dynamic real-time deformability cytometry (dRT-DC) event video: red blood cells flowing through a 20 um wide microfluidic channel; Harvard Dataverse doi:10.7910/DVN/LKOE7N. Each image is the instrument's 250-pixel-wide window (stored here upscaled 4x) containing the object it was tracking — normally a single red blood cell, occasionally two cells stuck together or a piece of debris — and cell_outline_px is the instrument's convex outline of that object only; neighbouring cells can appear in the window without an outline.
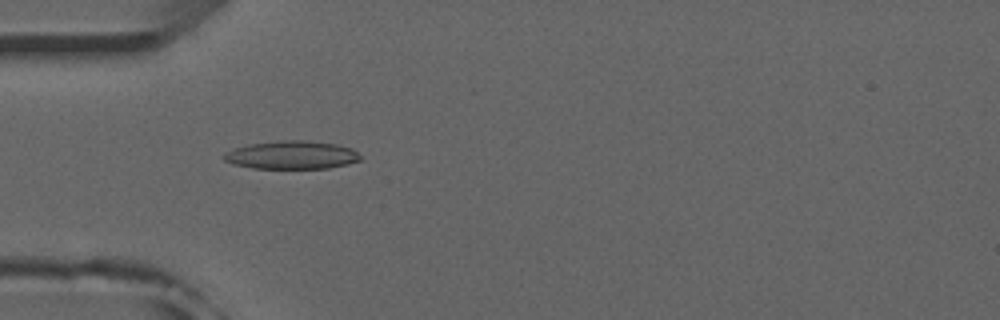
{"species": "common noctule bat (a hibernating species)", "species_latin": "Nyctalus noctula", "temperature_condition": "room temperature", "stored_images_in_passage": 51, "camera_frame_rate_fps": 3000, "um_per_image_px": 0.085, "animal": {"sex": "male", "forearm_length_mm": 52.5}, "frame": {"image": 1, "passage_image": 15, "time_ms": 4.667, "image_size_px": [1000, 320], "cell_outline_px": [[360, 160], [348, 164], [328, 168], [252, 168], [232, 164], [224, 160], [224, 152], [232, 148], [248, 144], [280, 140], [308, 140], [336, 144], [352, 148], [360, 156]], "centroid_in_image_um": [24.76, 13.16], "position_along_channel_um": 60.2, "area_um2": 22.54}}
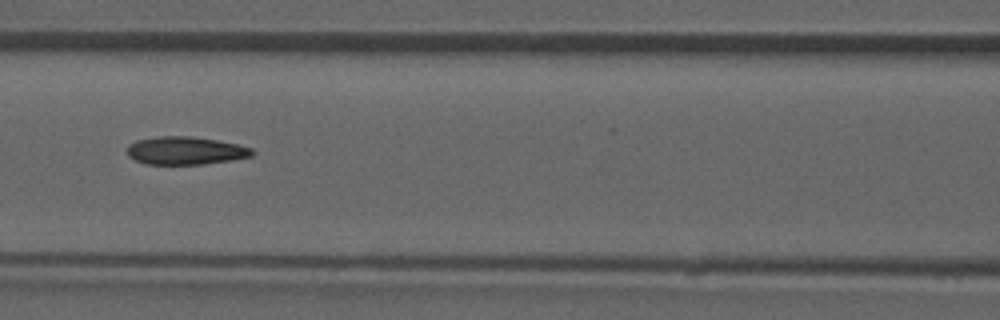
{"frame": {"image": 2, "passage_image": 22, "time_ms": 7.0, "image_size_px": [1000, 320], "cell_outline_px": [[256, 152], [252, 156], [232, 160], [200, 164], [144, 164], [128, 156], [128, 144], [136, 140], [160, 136], [192, 136], [240, 144], [252, 148]], "centroid_in_image_um": [15.79, 12.8], "position_along_channel_um": 150.8, "area_um2": 20.46}, "authors_computed_cell_mechanics": {"area_um2": 20.6924, "velocity_mm_per_s": 3.9757, "shape_relaxation_time_tau1_ms": null, "shape_relaxation_time_tau2_ms": 3.3988, "deformation_change_tau1": null, "deformation_change_tau2": 0.126}}